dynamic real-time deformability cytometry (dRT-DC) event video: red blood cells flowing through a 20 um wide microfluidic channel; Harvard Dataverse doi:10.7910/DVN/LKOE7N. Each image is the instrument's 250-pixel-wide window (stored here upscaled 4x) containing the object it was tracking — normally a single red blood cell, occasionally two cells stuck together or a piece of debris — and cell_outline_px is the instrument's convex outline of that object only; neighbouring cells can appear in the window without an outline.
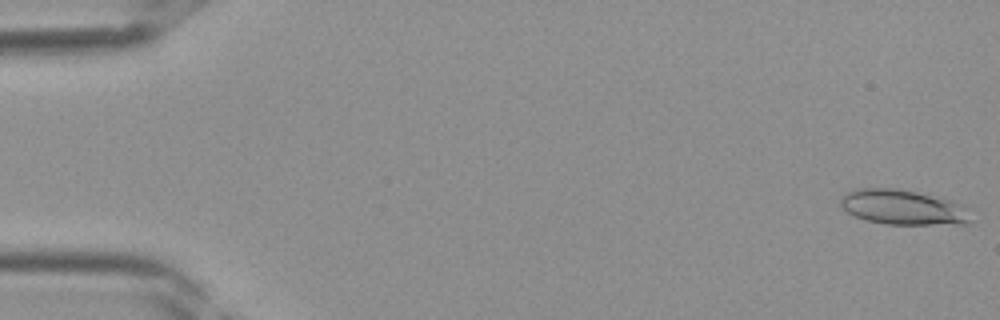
{"species": "Egyptian fruit bat (a non-hibernating species)", "species_latin": "Rousettus aegyptiacus", "temperature_condition": "room temperature", "stored_images_in_passage": 39, "camera_frame_rate_fps": 3000, "um_per_image_px": 0.085, "frame": {"image": 1, "passage_image": 1, "time_ms": 0.0, "image_size_px": [1000, 320], "cell_outline_px": [[972, 220], [968, 224], [888, 224], [868, 220], [856, 216], [848, 212], [840, 204], [840, 200], [848, 192], [860, 188], [896, 188], [916, 192], [952, 200], [964, 204]], "centroid_in_image_um": [76.82, 17.62], "position_along_channel_um": 8.2, "area_um2": 26.36}}
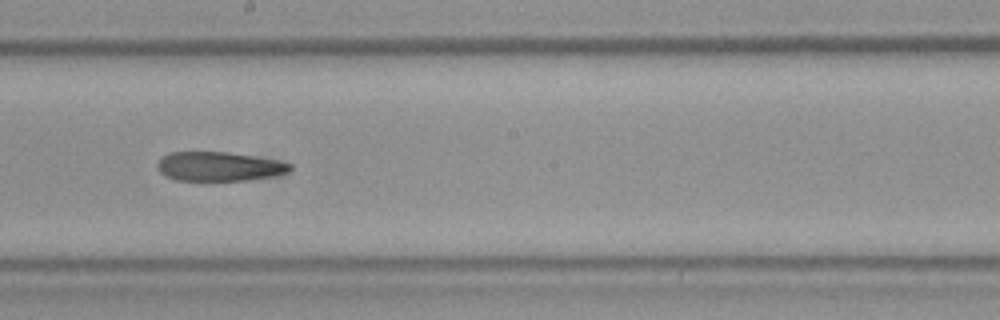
{"frame": {"image": 2, "passage_image": 22, "time_ms": 7.0, "image_size_px": [1000, 320], "cell_outline_px": [[292, 168], [288, 172], [272, 176], [244, 180], [176, 180], [164, 176], [156, 168], [156, 164], [168, 152], [228, 152], [276, 160], [292, 164]], "centroid_in_image_um": [18.58, 14.15], "position_along_channel_um": 229.6, "area_um2": 22.43}}
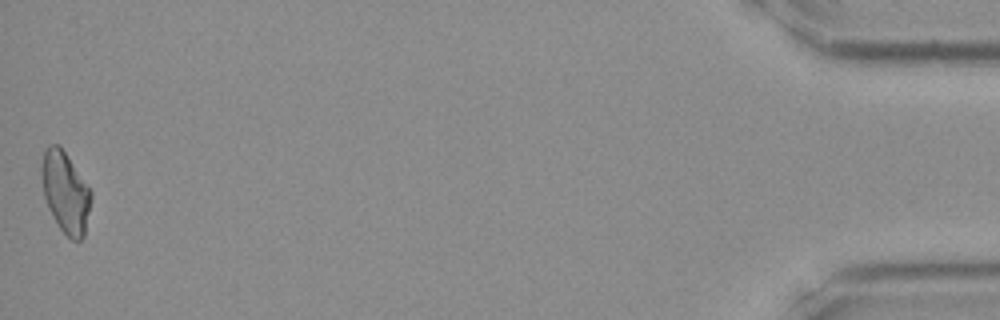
{"frame": {"image": 3, "passage_image": 39, "time_ms": 12.667, "image_size_px": [1000, 320], "cell_outline_px": [[92, 196], [84, 236], [80, 240], [72, 240], [60, 228], [52, 216], [48, 208], [44, 196], [40, 172], [40, 168], [44, 148], [48, 144], [60, 144], [92, 192]], "centroid_in_image_um": [5.53, 16.3], "position_along_channel_um": 429.7, "area_um2": 23.52}}